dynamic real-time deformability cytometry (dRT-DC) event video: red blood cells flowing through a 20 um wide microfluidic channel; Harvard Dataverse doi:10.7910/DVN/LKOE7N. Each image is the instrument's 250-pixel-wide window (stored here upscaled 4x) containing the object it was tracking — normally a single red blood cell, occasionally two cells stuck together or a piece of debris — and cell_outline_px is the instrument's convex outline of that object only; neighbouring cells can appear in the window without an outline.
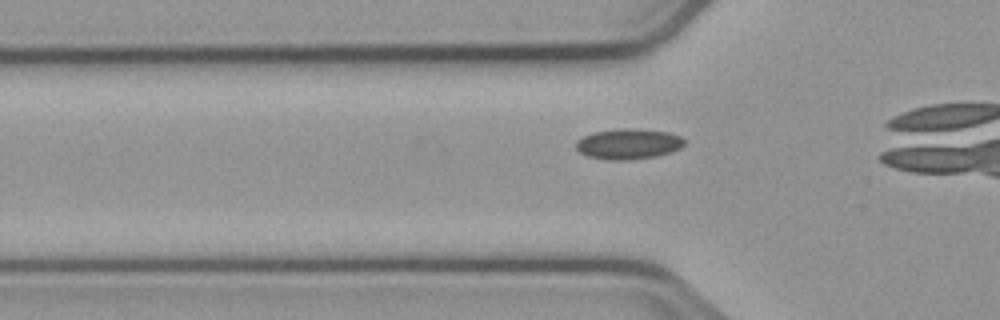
{"species": "common noctule bat (a hibernating species)", "species_latin": "Nyctalus noctula", "temperature_condition": "cold", "stored_images_in_passage": 17, "camera_frame_rate_fps": 3000, "um_per_image_px": 0.085, "animal": {"sex": "male", "body_mass_g": 23.1, "forearm_length_mm": 52.7}, "frame": {"image": 1, "passage_image": 12, "time_ms": 3.667, "image_size_px": [1000, 320], "cell_outline_px": [[684, 144], [680, 148], [672, 152], [656, 156], [628, 160], [608, 160], [588, 156], [580, 152], [576, 148], [576, 140], [592, 132], [624, 128], [632, 128], [668, 132], [680, 136], [684, 140]], "centroid_in_image_um": [53.41, 12.23], "position_along_channel_um": 72.4, "area_um2": 19.25}}